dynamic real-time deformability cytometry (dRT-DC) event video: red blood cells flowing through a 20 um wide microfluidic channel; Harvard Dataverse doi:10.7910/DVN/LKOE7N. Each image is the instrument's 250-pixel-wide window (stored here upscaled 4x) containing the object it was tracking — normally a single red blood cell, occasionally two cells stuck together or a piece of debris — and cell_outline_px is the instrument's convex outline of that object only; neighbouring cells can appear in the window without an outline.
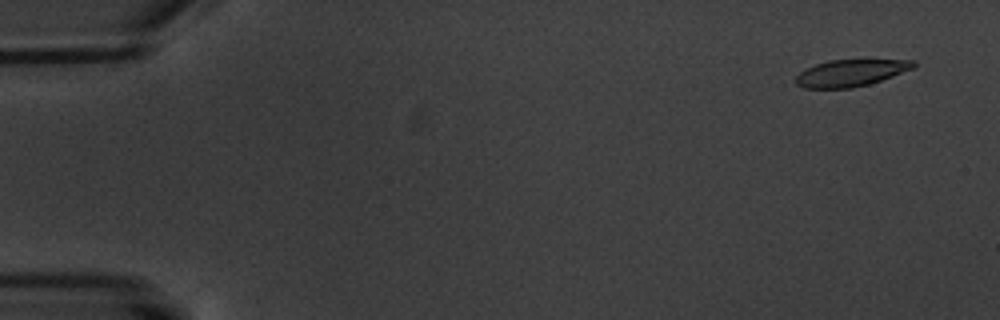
{"species": "common noctule bat (a hibernating species)", "species_latin": "Nyctalus noctula", "temperature_condition": "warm", "stored_images_in_passage": 7, "camera_frame_rate_fps": 3000, "um_per_image_px": 0.085, "animal": {"sex": "male", "body_mass_g": 20.1, "forearm_length_mm": 53.5}, "frame": {"image": 1, "passage_image": 1, "time_ms": 0.0, "image_size_px": [1000, 320], "cell_outline_px": [[916, 64], [912, 68], [892, 76], [868, 84], [852, 88], [804, 88], [796, 84], [796, 76], [804, 68], [828, 60], [916, 60]], "centroid_in_image_um": [72.26, 6.2], "position_along_channel_um": 12.7, "area_um2": 18.21}}
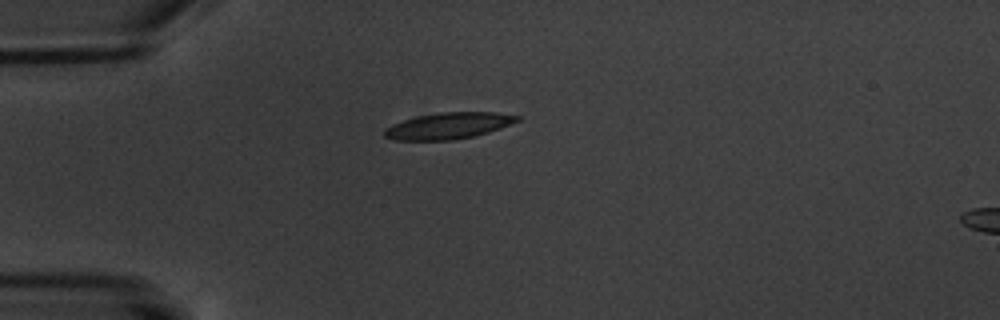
{"frame": {"image": 2, "passage_image": 4, "time_ms": 4.333, "image_size_px": [1000, 320], "cell_outline_px": [[520, 120], [500, 128], [488, 132], [472, 136], [452, 140], [396, 140], [384, 136], [384, 132], [392, 124], [416, 116], [440, 112], [496, 112], [520, 116]], "centroid_in_image_um": [38.13, 10.68], "position_along_channel_um": 46.9, "area_um2": 20.17}}